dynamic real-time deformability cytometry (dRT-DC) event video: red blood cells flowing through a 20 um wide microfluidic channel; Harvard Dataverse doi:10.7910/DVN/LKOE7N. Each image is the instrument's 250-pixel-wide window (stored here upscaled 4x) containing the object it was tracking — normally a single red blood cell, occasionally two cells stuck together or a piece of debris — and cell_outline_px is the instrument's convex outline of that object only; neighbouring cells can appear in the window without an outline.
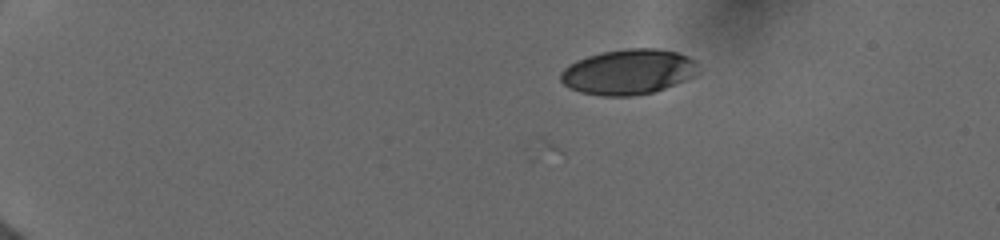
{"species": "human", "species_latin": "Homo sapiens", "temperature_condition": "cold", "stored_images_in_passage": 8, "camera_frame_rate_fps": 3000, "um_per_image_px": 0.085, "donor": {"sex": "female"}, "frame": {"image": 1, "passage_image": 8, "time_ms": 5.667, "image_size_px": [1000, 240], "cell_outline_px": [[700, 72], [684, 80], [664, 88], [652, 92], [632, 96], [600, 96], [580, 92], [568, 88], [560, 80], [560, 72], [568, 64], [576, 60], [600, 52], [624, 48], [656, 48], [676, 52], [688, 56], [696, 60]], "centroid_in_image_um": [53.38, 6.1], "position_along_channel_um": 31.6, "area_um2": 36.59}}